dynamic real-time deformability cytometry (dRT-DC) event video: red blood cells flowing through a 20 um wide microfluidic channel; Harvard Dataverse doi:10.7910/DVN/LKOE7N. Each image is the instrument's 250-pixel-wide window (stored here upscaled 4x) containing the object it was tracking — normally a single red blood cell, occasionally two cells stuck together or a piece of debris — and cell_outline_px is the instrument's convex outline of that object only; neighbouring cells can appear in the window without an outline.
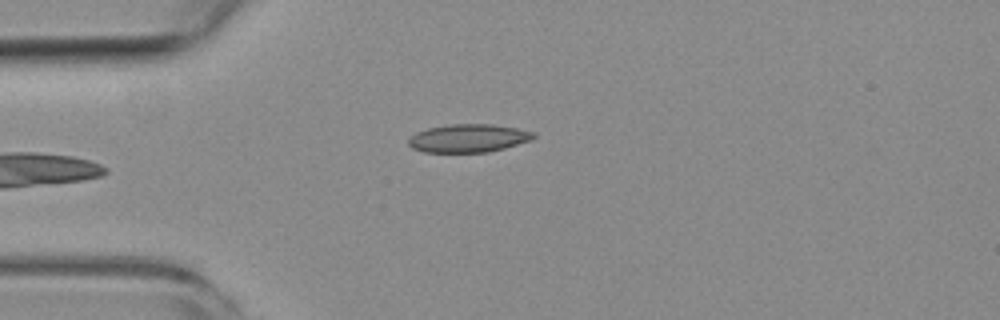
{"species": "common noctule bat (a hibernating species)", "species_latin": "Nyctalus noctula", "temperature_condition": "room temperature", "stored_images_in_passage": 5, "camera_frame_rate_fps": 3000, "um_per_image_px": 0.085, "animal": {"sex": "female", "body_mass_g": 19.3, "forearm_length_mm": 54.1}, "frame": {"image": 1, "passage_image": 5, "time_ms": 4.667, "image_size_px": [1000, 320], "cell_outline_px": [[536, 136], [532, 140], [504, 148], [488, 152], [424, 152], [412, 148], [408, 144], [408, 140], [416, 132], [428, 128], [448, 124], [492, 124], [516, 128], [536, 132]], "centroid_in_image_um": [39.83, 11.74], "position_along_channel_um": 45.2, "area_um2": 20.58}}